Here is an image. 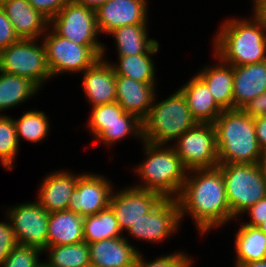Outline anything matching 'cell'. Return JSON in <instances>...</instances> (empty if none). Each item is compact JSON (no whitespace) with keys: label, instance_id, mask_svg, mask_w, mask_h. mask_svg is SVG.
Instances as JSON below:
<instances>
[{"label":"cell","instance_id":"cell-1","mask_svg":"<svg viewBox=\"0 0 266 267\" xmlns=\"http://www.w3.org/2000/svg\"><path fill=\"white\" fill-rule=\"evenodd\" d=\"M176 200L181 220L188 213L202 234L234 219L218 167L189 170Z\"/></svg>","mask_w":266,"mask_h":267},{"label":"cell","instance_id":"cell-2","mask_svg":"<svg viewBox=\"0 0 266 267\" xmlns=\"http://www.w3.org/2000/svg\"><path fill=\"white\" fill-rule=\"evenodd\" d=\"M216 130L219 163H263L254 118L242 109L223 110L213 123Z\"/></svg>","mask_w":266,"mask_h":267},{"label":"cell","instance_id":"cell-3","mask_svg":"<svg viewBox=\"0 0 266 267\" xmlns=\"http://www.w3.org/2000/svg\"><path fill=\"white\" fill-rule=\"evenodd\" d=\"M214 40V53L221 61L241 66L266 61V28L253 15L252 20L222 22Z\"/></svg>","mask_w":266,"mask_h":267},{"label":"cell","instance_id":"cell-4","mask_svg":"<svg viewBox=\"0 0 266 267\" xmlns=\"http://www.w3.org/2000/svg\"><path fill=\"white\" fill-rule=\"evenodd\" d=\"M142 143L146 157L142 164L135 166L142 183L134 187L155 191L164 198L176 199L189 170L183 165L173 146L152 144L147 141Z\"/></svg>","mask_w":266,"mask_h":267},{"label":"cell","instance_id":"cell-5","mask_svg":"<svg viewBox=\"0 0 266 267\" xmlns=\"http://www.w3.org/2000/svg\"><path fill=\"white\" fill-rule=\"evenodd\" d=\"M154 102L155 98L148 116L142 121L141 141L168 145V142L176 141L198 123L192 117L185 96L179 89L165 100Z\"/></svg>","mask_w":266,"mask_h":267},{"label":"cell","instance_id":"cell-6","mask_svg":"<svg viewBox=\"0 0 266 267\" xmlns=\"http://www.w3.org/2000/svg\"><path fill=\"white\" fill-rule=\"evenodd\" d=\"M223 175L227 201L232 217L236 218L266 197L264 163H219Z\"/></svg>","mask_w":266,"mask_h":267},{"label":"cell","instance_id":"cell-7","mask_svg":"<svg viewBox=\"0 0 266 267\" xmlns=\"http://www.w3.org/2000/svg\"><path fill=\"white\" fill-rule=\"evenodd\" d=\"M44 35L43 44L52 77L65 72L83 73L105 56L104 45H79L58 35L52 28Z\"/></svg>","mask_w":266,"mask_h":267},{"label":"cell","instance_id":"cell-8","mask_svg":"<svg viewBox=\"0 0 266 267\" xmlns=\"http://www.w3.org/2000/svg\"><path fill=\"white\" fill-rule=\"evenodd\" d=\"M37 39H19L0 51V71L25 77L39 88L51 79L44 44ZM44 81V82H43Z\"/></svg>","mask_w":266,"mask_h":267},{"label":"cell","instance_id":"cell-9","mask_svg":"<svg viewBox=\"0 0 266 267\" xmlns=\"http://www.w3.org/2000/svg\"><path fill=\"white\" fill-rule=\"evenodd\" d=\"M172 146L188 170L219 165L216 130L212 123H197Z\"/></svg>","mask_w":266,"mask_h":267},{"label":"cell","instance_id":"cell-10","mask_svg":"<svg viewBox=\"0 0 266 267\" xmlns=\"http://www.w3.org/2000/svg\"><path fill=\"white\" fill-rule=\"evenodd\" d=\"M49 26L60 36L79 45H104L97 37L96 11L69 0L50 20Z\"/></svg>","mask_w":266,"mask_h":267},{"label":"cell","instance_id":"cell-11","mask_svg":"<svg viewBox=\"0 0 266 267\" xmlns=\"http://www.w3.org/2000/svg\"><path fill=\"white\" fill-rule=\"evenodd\" d=\"M7 210L17 245L44 251L48 247L49 213L37 201L21 203Z\"/></svg>","mask_w":266,"mask_h":267},{"label":"cell","instance_id":"cell-12","mask_svg":"<svg viewBox=\"0 0 266 267\" xmlns=\"http://www.w3.org/2000/svg\"><path fill=\"white\" fill-rule=\"evenodd\" d=\"M180 223L177 200L164 198L150 213L142 215V218L133 223L127 232L139 241L162 242L177 232Z\"/></svg>","mask_w":266,"mask_h":267},{"label":"cell","instance_id":"cell-13","mask_svg":"<svg viewBox=\"0 0 266 267\" xmlns=\"http://www.w3.org/2000/svg\"><path fill=\"white\" fill-rule=\"evenodd\" d=\"M111 183L103 175L82 174L69 198L68 210L86 217L106 209L114 191Z\"/></svg>","mask_w":266,"mask_h":267},{"label":"cell","instance_id":"cell-14","mask_svg":"<svg viewBox=\"0 0 266 267\" xmlns=\"http://www.w3.org/2000/svg\"><path fill=\"white\" fill-rule=\"evenodd\" d=\"M164 197L155 191L128 187L113 192L110 207L118 221L120 229L127 230L137 222L142 215L150 213Z\"/></svg>","mask_w":266,"mask_h":267},{"label":"cell","instance_id":"cell-15","mask_svg":"<svg viewBox=\"0 0 266 267\" xmlns=\"http://www.w3.org/2000/svg\"><path fill=\"white\" fill-rule=\"evenodd\" d=\"M147 9V0H110L95 10L98 30L108 35L121 26L148 24Z\"/></svg>","mask_w":266,"mask_h":267},{"label":"cell","instance_id":"cell-16","mask_svg":"<svg viewBox=\"0 0 266 267\" xmlns=\"http://www.w3.org/2000/svg\"><path fill=\"white\" fill-rule=\"evenodd\" d=\"M82 74L83 90L92 107L116 101V75L105 57H100Z\"/></svg>","mask_w":266,"mask_h":267},{"label":"cell","instance_id":"cell-17","mask_svg":"<svg viewBox=\"0 0 266 267\" xmlns=\"http://www.w3.org/2000/svg\"><path fill=\"white\" fill-rule=\"evenodd\" d=\"M155 83H143L116 75V102L125 112L143 121L149 114L156 96Z\"/></svg>","mask_w":266,"mask_h":267},{"label":"cell","instance_id":"cell-18","mask_svg":"<svg viewBox=\"0 0 266 267\" xmlns=\"http://www.w3.org/2000/svg\"><path fill=\"white\" fill-rule=\"evenodd\" d=\"M19 39H37L50 28V21L28 0H8L1 5Z\"/></svg>","mask_w":266,"mask_h":267},{"label":"cell","instance_id":"cell-19","mask_svg":"<svg viewBox=\"0 0 266 267\" xmlns=\"http://www.w3.org/2000/svg\"><path fill=\"white\" fill-rule=\"evenodd\" d=\"M126 239L122 236L88 244L91 267H133L140 252Z\"/></svg>","mask_w":266,"mask_h":267},{"label":"cell","instance_id":"cell-20","mask_svg":"<svg viewBox=\"0 0 266 267\" xmlns=\"http://www.w3.org/2000/svg\"><path fill=\"white\" fill-rule=\"evenodd\" d=\"M81 175H73L71 172H62V170L50 173L44 178L36 201L48 213L67 210L69 198Z\"/></svg>","mask_w":266,"mask_h":267},{"label":"cell","instance_id":"cell-21","mask_svg":"<svg viewBox=\"0 0 266 267\" xmlns=\"http://www.w3.org/2000/svg\"><path fill=\"white\" fill-rule=\"evenodd\" d=\"M263 93H266V61L234 66L233 109H243Z\"/></svg>","mask_w":266,"mask_h":267},{"label":"cell","instance_id":"cell-22","mask_svg":"<svg viewBox=\"0 0 266 267\" xmlns=\"http://www.w3.org/2000/svg\"><path fill=\"white\" fill-rule=\"evenodd\" d=\"M192 117L198 123H214L223 109L214 100L206 83L196 74L179 89Z\"/></svg>","mask_w":266,"mask_h":267},{"label":"cell","instance_id":"cell-23","mask_svg":"<svg viewBox=\"0 0 266 267\" xmlns=\"http://www.w3.org/2000/svg\"><path fill=\"white\" fill-rule=\"evenodd\" d=\"M84 217L70 210L49 213L48 246L84 242Z\"/></svg>","mask_w":266,"mask_h":267},{"label":"cell","instance_id":"cell-24","mask_svg":"<svg viewBox=\"0 0 266 267\" xmlns=\"http://www.w3.org/2000/svg\"><path fill=\"white\" fill-rule=\"evenodd\" d=\"M217 60L219 64L205 66L197 75L206 83L214 100L223 110L233 109L234 66L224 63L218 57Z\"/></svg>","mask_w":266,"mask_h":267},{"label":"cell","instance_id":"cell-25","mask_svg":"<svg viewBox=\"0 0 266 267\" xmlns=\"http://www.w3.org/2000/svg\"><path fill=\"white\" fill-rule=\"evenodd\" d=\"M235 264L266 259V234L258 227L241 224L235 237Z\"/></svg>","mask_w":266,"mask_h":267},{"label":"cell","instance_id":"cell-26","mask_svg":"<svg viewBox=\"0 0 266 267\" xmlns=\"http://www.w3.org/2000/svg\"><path fill=\"white\" fill-rule=\"evenodd\" d=\"M148 24L125 25L114 29L112 35L116 42L118 56L139 55L146 53L156 42L148 38Z\"/></svg>","mask_w":266,"mask_h":267},{"label":"cell","instance_id":"cell-27","mask_svg":"<svg viewBox=\"0 0 266 267\" xmlns=\"http://www.w3.org/2000/svg\"><path fill=\"white\" fill-rule=\"evenodd\" d=\"M159 50L158 41L144 54L119 56L117 65L111 66L115 75L125 76L143 83L155 82V65L150 55Z\"/></svg>","mask_w":266,"mask_h":267},{"label":"cell","instance_id":"cell-28","mask_svg":"<svg viewBox=\"0 0 266 267\" xmlns=\"http://www.w3.org/2000/svg\"><path fill=\"white\" fill-rule=\"evenodd\" d=\"M39 89L41 88L28 78L0 71V111L26 102Z\"/></svg>","mask_w":266,"mask_h":267},{"label":"cell","instance_id":"cell-29","mask_svg":"<svg viewBox=\"0 0 266 267\" xmlns=\"http://www.w3.org/2000/svg\"><path fill=\"white\" fill-rule=\"evenodd\" d=\"M122 230L111 207L99 211L97 214L84 217V242L88 244L109 238H118Z\"/></svg>","mask_w":266,"mask_h":267},{"label":"cell","instance_id":"cell-30","mask_svg":"<svg viewBox=\"0 0 266 267\" xmlns=\"http://www.w3.org/2000/svg\"><path fill=\"white\" fill-rule=\"evenodd\" d=\"M46 251L49 255L44 263L48 267H91L87 242L48 246Z\"/></svg>","mask_w":266,"mask_h":267},{"label":"cell","instance_id":"cell-31","mask_svg":"<svg viewBox=\"0 0 266 267\" xmlns=\"http://www.w3.org/2000/svg\"><path fill=\"white\" fill-rule=\"evenodd\" d=\"M18 142L21 137L28 142L37 143L45 139L50 131V121L43 111H26L19 119H14Z\"/></svg>","mask_w":266,"mask_h":267},{"label":"cell","instance_id":"cell-32","mask_svg":"<svg viewBox=\"0 0 266 267\" xmlns=\"http://www.w3.org/2000/svg\"><path fill=\"white\" fill-rule=\"evenodd\" d=\"M143 139L142 121L134 114L125 112L123 114V123H113L107 127L96 137L97 141L112 146L129 135Z\"/></svg>","mask_w":266,"mask_h":267},{"label":"cell","instance_id":"cell-33","mask_svg":"<svg viewBox=\"0 0 266 267\" xmlns=\"http://www.w3.org/2000/svg\"><path fill=\"white\" fill-rule=\"evenodd\" d=\"M19 145L13 118L0 115V162L3 167L9 170L14 169L12 164Z\"/></svg>","mask_w":266,"mask_h":267},{"label":"cell","instance_id":"cell-34","mask_svg":"<svg viewBox=\"0 0 266 267\" xmlns=\"http://www.w3.org/2000/svg\"><path fill=\"white\" fill-rule=\"evenodd\" d=\"M124 109L115 101L92 108L88 127L96 138L109 124L123 123Z\"/></svg>","mask_w":266,"mask_h":267},{"label":"cell","instance_id":"cell-35","mask_svg":"<svg viewBox=\"0 0 266 267\" xmlns=\"http://www.w3.org/2000/svg\"><path fill=\"white\" fill-rule=\"evenodd\" d=\"M40 253H44L36 247L17 245L8 255L1 267H39Z\"/></svg>","mask_w":266,"mask_h":267},{"label":"cell","instance_id":"cell-36","mask_svg":"<svg viewBox=\"0 0 266 267\" xmlns=\"http://www.w3.org/2000/svg\"><path fill=\"white\" fill-rule=\"evenodd\" d=\"M145 258L139 253L133 267H190L192 258L185 255L184 252H175L169 255L161 256L153 261L144 260Z\"/></svg>","mask_w":266,"mask_h":267},{"label":"cell","instance_id":"cell-37","mask_svg":"<svg viewBox=\"0 0 266 267\" xmlns=\"http://www.w3.org/2000/svg\"><path fill=\"white\" fill-rule=\"evenodd\" d=\"M17 246L11 222H0V267Z\"/></svg>","mask_w":266,"mask_h":267},{"label":"cell","instance_id":"cell-38","mask_svg":"<svg viewBox=\"0 0 266 267\" xmlns=\"http://www.w3.org/2000/svg\"><path fill=\"white\" fill-rule=\"evenodd\" d=\"M19 37L15 34L13 26L0 5V51L17 42Z\"/></svg>","mask_w":266,"mask_h":267},{"label":"cell","instance_id":"cell-39","mask_svg":"<svg viewBox=\"0 0 266 267\" xmlns=\"http://www.w3.org/2000/svg\"><path fill=\"white\" fill-rule=\"evenodd\" d=\"M49 21L57 15L69 0H28Z\"/></svg>","mask_w":266,"mask_h":267},{"label":"cell","instance_id":"cell-40","mask_svg":"<svg viewBox=\"0 0 266 267\" xmlns=\"http://www.w3.org/2000/svg\"><path fill=\"white\" fill-rule=\"evenodd\" d=\"M246 212L250 215L251 219L250 222L242 224L258 227L266 220V197L249 207Z\"/></svg>","mask_w":266,"mask_h":267},{"label":"cell","instance_id":"cell-41","mask_svg":"<svg viewBox=\"0 0 266 267\" xmlns=\"http://www.w3.org/2000/svg\"><path fill=\"white\" fill-rule=\"evenodd\" d=\"M242 110L253 118L266 115V93L251 99Z\"/></svg>","mask_w":266,"mask_h":267},{"label":"cell","instance_id":"cell-42","mask_svg":"<svg viewBox=\"0 0 266 267\" xmlns=\"http://www.w3.org/2000/svg\"><path fill=\"white\" fill-rule=\"evenodd\" d=\"M256 136L261 150L266 153V115L254 118Z\"/></svg>","mask_w":266,"mask_h":267},{"label":"cell","instance_id":"cell-43","mask_svg":"<svg viewBox=\"0 0 266 267\" xmlns=\"http://www.w3.org/2000/svg\"><path fill=\"white\" fill-rule=\"evenodd\" d=\"M254 15L259 19V21L266 28V0H254Z\"/></svg>","mask_w":266,"mask_h":267},{"label":"cell","instance_id":"cell-44","mask_svg":"<svg viewBox=\"0 0 266 267\" xmlns=\"http://www.w3.org/2000/svg\"><path fill=\"white\" fill-rule=\"evenodd\" d=\"M71 1L76 4L91 8L93 10H97L100 6H102L103 4H105L110 0H71Z\"/></svg>","mask_w":266,"mask_h":267},{"label":"cell","instance_id":"cell-45","mask_svg":"<svg viewBox=\"0 0 266 267\" xmlns=\"http://www.w3.org/2000/svg\"><path fill=\"white\" fill-rule=\"evenodd\" d=\"M235 267H266V259L235 265Z\"/></svg>","mask_w":266,"mask_h":267},{"label":"cell","instance_id":"cell-46","mask_svg":"<svg viewBox=\"0 0 266 267\" xmlns=\"http://www.w3.org/2000/svg\"><path fill=\"white\" fill-rule=\"evenodd\" d=\"M258 228H259L262 232H264V233L266 234V220H265L263 223H261V224L258 226Z\"/></svg>","mask_w":266,"mask_h":267},{"label":"cell","instance_id":"cell-47","mask_svg":"<svg viewBox=\"0 0 266 267\" xmlns=\"http://www.w3.org/2000/svg\"><path fill=\"white\" fill-rule=\"evenodd\" d=\"M264 181H265V186H266V165L264 164Z\"/></svg>","mask_w":266,"mask_h":267},{"label":"cell","instance_id":"cell-48","mask_svg":"<svg viewBox=\"0 0 266 267\" xmlns=\"http://www.w3.org/2000/svg\"><path fill=\"white\" fill-rule=\"evenodd\" d=\"M39 267H48L44 262Z\"/></svg>","mask_w":266,"mask_h":267},{"label":"cell","instance_id":"cell-49","mask_svg":"<svg viewBox=\"0 0 266 267\" xmlns=\"http://www.w3.org/2000/svg\"><path fill=\"white\" fill-rule=\"evenodd\" d=\"M8 0H0V5H2L3 3H5Z\"/></svg>","mask_w":266,"mask_h":267},{"label":"cell","instance_id":"cell-50","mask_svg":"<svg viewBox=\"0 0 266 267\" xmlns=\"http://www.w3.org/2000/svg\"><path fill=\"white\" fill-rule=\"evenodd\" d=\"M263 163L266 165V153L264 154V161Z\"/></svg>","mask_w":266,"mask_h":267}]
</instances>
